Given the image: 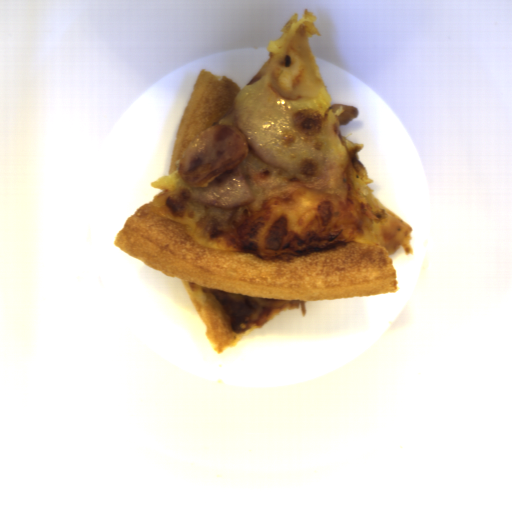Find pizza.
Wrapping results in <instances>:
<instances>
[{
    "instance_id": "dd6c1bee",
    "label": "pizza",
    "mask_w": 512,
    "mask_h": 512,
    "mask_svg": "<svg viewBox=\"0 0 512 512\" xmlns=\"http://www.w3.org/2000/svg\"><path fill=\"white\" fill-rule=\"evenodd\" d=\"M318 16L297 11L270 41L269 55L247 86L270 74V87L296 101L295 126L341 137L350 156L346 201L310 187L292 171L251 155L239 164L255 199L248 206L216 208L191 200L178 175L179 159L209 126H237L235 97L242 91L221 73L200 68L172 149L161 189L129 215L116 247L152 269L179 278L217 355L238 345L286 310L307 302L396 294L397 269L389 256L414 254L413 228L380 203L374 183L341 126L355 120V105L334 102L308 37L323 35Z\"/></svg>"
}]
</instances>
